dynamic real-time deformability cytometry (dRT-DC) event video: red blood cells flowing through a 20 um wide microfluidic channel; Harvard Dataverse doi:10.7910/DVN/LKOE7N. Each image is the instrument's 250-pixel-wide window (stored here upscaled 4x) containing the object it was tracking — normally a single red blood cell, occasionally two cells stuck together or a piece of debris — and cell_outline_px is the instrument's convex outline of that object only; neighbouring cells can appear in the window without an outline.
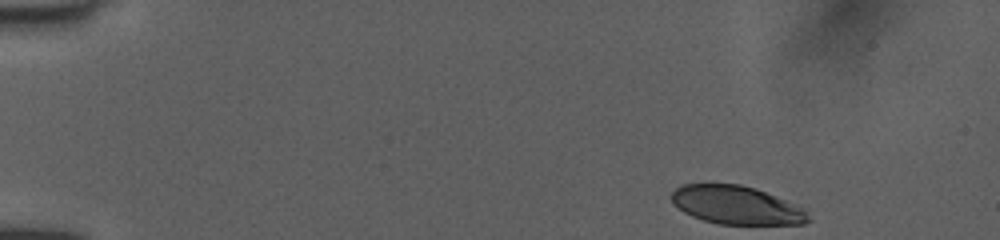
{"species": "human", "species_latin": "Homo sapiens", "temperature_condition": "room temperature", "stored_images_in_passage": 46, "camera_frame_rate_fps": 3000, "um_per_image_px": 0.085, "donor": {"sex": "female"}, "frame": {"image": 1, "passage_image": 1, "time_ms": 0.0, "image_size_px": [1000, 240], "cell_outline_px": [[812, 220], [804, 224], [716, 224], [692, 216], [684, 212], [672, 200], [672, 192], [676, 188], [684, 184], [740, 184], [756, 188], [808, 208]], "centroid_in_image_um": [62.71, 17.44], "position_along_channel_um": 22.3, "area_um2": 30.87}}
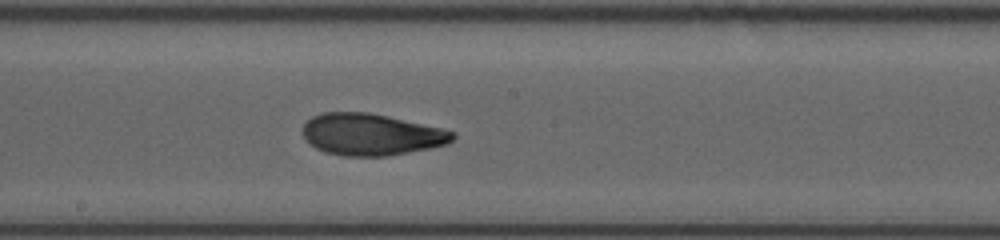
{"frame": {"image": 2, "passage_image": 24, "time_ms": 7.667, "image_size_px": [1000, 240], "cell_outline_px": [[456, 136], [448, 144], [388, 156], [344, 156], [324, 152], [308, 144], [300, 128], [312, 116], [324, 112], [368, 112], [388, 116], [440, 128], [456, 132]], "centroid_in_image_um": [31.51, 11.43], "position_along_channel_um": 216.7, "area_um2": 36.53}}
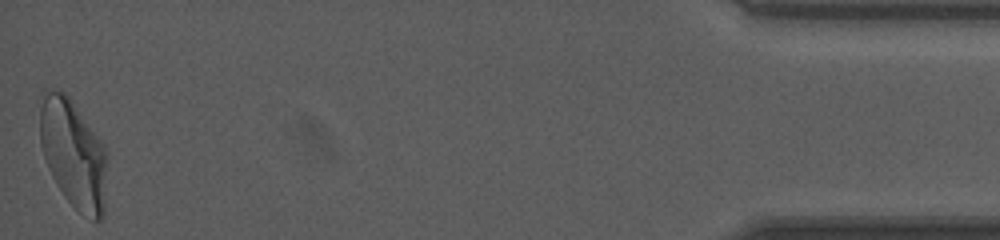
{"frame": {"image": 3, "passage_image": 46, "time_ms": 15.0, "image_size_px": [1000, 240], "cell_outline_px": [[108, 156], [104, 216], [100, 220], [92, 220], [80, 212], [64, 196], [56, 184], [48, 168], [40, 144], [40, 92], [44, 88], [60, 88], [68, 96], [104, 144], [108, 152]], "centroid_in_image_um": [6.24, 13.04], "position_along_channel_um": 429.0, "area_um2": 43.29}, "authors_computed_cell_mechanics": {"area_um2": 36.2117, "velocity_mm_per_s": 4.0187, "shape_relaxation_time_tau1_ms": 4.6412, "shape_relaxation_time_tau2_ms": 1.6469, "deformation_change_tau1": 0.1755, "deformation_change_tau2": 0.0727}}